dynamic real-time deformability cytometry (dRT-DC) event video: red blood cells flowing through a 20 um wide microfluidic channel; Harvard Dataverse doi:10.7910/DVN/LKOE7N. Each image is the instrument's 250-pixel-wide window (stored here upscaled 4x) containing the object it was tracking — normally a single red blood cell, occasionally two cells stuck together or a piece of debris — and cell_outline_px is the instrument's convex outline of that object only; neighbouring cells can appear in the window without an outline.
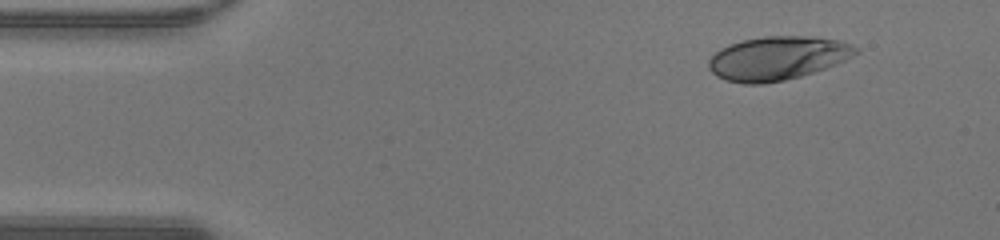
{"species": "human", "species_latin": "Homo sapiens", "temperature_condition": "warm", "stored_images_in_passage": 2, "camera_frame_rate_fps": 3000, "um_per_image_px": 0.085, "donor": {"sex": "male"}, "frame": {"image": 1, "passage_image": 1, "time_ms": 0.0, "image_size_px": [1000, 240], "cell_outline_px": [[860, 52], [836, 64], [800, 76], [784, 80], [760, 84], [744, 84], [728, 80], [716, 76], [708, 68], [708, 60], [716, 52], [732, 44], [744, 40], [764, 36], [808, 36], [840, 40], [860, 48]], "centroid_in_image_um": [66.11, 4.94], "position_along_channel_um": 18.9, "area_um2": 37.11}}